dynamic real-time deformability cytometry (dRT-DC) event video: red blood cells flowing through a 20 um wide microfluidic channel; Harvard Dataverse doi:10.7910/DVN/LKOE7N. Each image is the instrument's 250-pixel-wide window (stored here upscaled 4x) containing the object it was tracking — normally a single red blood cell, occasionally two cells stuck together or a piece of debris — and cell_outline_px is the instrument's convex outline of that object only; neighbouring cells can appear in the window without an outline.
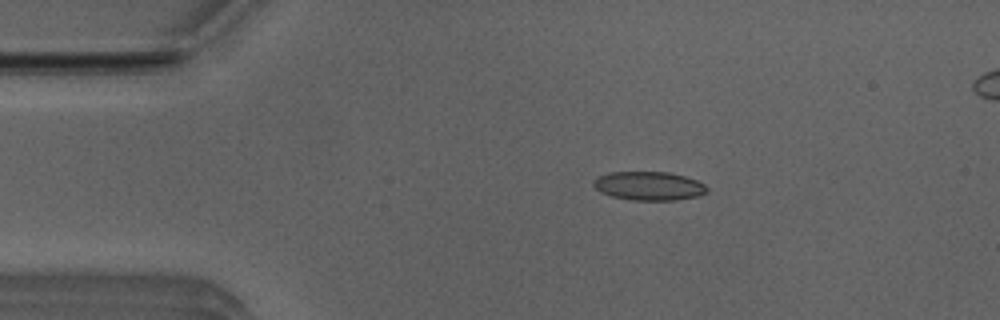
{"species": "Egyptian fruit bat (a non-hibernating species)", "species_latin": "Rousettus aegyptiacus", "temperature_condition": "room temperature", "stored_images_in_passage": 49, "camera_frame_rate_fps": 3000, "um_per_image_px": 0.085, "animal": {"sex": "male"}, "frame": {"image": 1, "passage_image": 7, "time_ms": 2.0, "image_size_px": [1000, 320], "cell_outline_px": [[708, 192], [700, 196], [676, 200], [632, 200], [612, 196], [600, 192], [592, 184], [592, 180], [596, 176], [608, 172], [668, 172], [684, 176], [696, 180], [704, 184], [708, 188]], "centroid_in_image_um": [55.14, 15.8], "position_along_channel_um": 29.9, "area_um2": 19.19}}
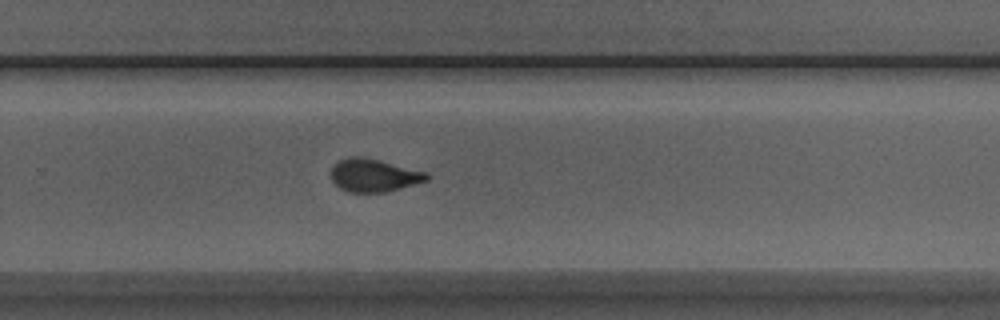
{"frame": {"image": 2, "passage_image": 31, "time_ms": 10.0, "image_size_px": [1000, 320], "cell_outline_px": [[432, 176], [428, 180], [384, 192], [348, 192], [340, 188], [332, 180], [332, 168], [340, 160], [348, 156], [360, 156], [380, 160], [428, 172]], "centroid_in_image_um": [31.81, 14.89], "position_along_channel_um": 298.0, "area_um2": 18.26}}
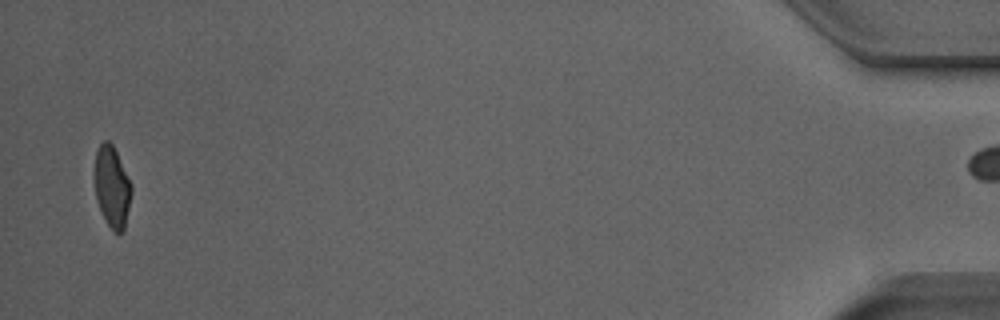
{"frame": {"image": 3, "passage_image": 48, "time_ms": 15.667, "image_size_px": [1000, 320], "cell_outline_px": [[132, 192], [124, 232], [112, 232], [104, 220], [100, 212], [96, 196], [92, 172], [96, 152], [100, 144], [104, 140], [108, 140], [112, 144], [132, 184]], "centroid_in_image_um": [9.49, 15.9], "position_along_channel_um": 425.7, "area_um2": 17.98}, "authors_computed_cell_mechanics": {"area_um2": 18.7272, "velocity_mm_per_s": 3.945, "shape_relaxation_time_tau1_ms": 5.7542, "shape_relaxation_time_tau2_ms": 1.3209, "deformation_change_tau1": 0.15, "deformation_change_tau2": 0.0787}}